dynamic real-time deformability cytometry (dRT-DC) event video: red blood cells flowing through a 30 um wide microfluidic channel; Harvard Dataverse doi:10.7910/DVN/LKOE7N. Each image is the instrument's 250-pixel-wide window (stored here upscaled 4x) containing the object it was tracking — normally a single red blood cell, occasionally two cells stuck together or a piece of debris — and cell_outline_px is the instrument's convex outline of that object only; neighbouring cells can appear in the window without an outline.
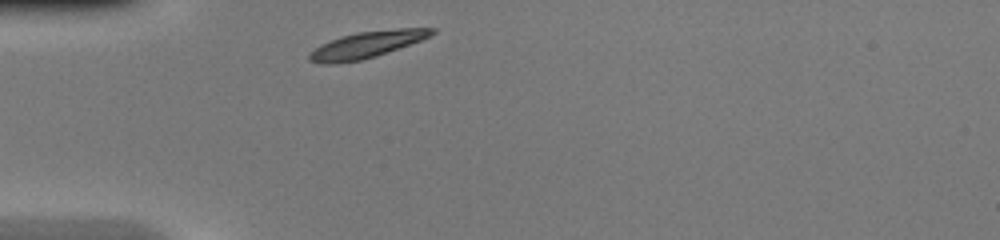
{"species": "common noctule bat (a hibernating species)", "species_latin": "Nyctalus noctula", "temperature_condition": "warm", "stored_images_in_passage": 4, "camera_frame_rate_fps": 3000, "um_per_image_px": 0.085, "animal": {"sex": "female", "body_mass_g": 20.0, "forearm_length_mm": 54.0}, "frame": {"image": 1, "passage_image": 1, "time_ms": 0.0, "image_size_px": [1000, 240], "cell_outline_px": [[436, 32], [432, 36], [376, 56], [360, 60], [336, 64], [320, 64], [308, 60], [308, 52], [320, 44], [340, 36], [356, 32], [400, 28], [436, 28]], "centroid_in_image_um": [31.13, 3.8], "position_along_channel_um": 53.9, "area_um2": 19.13}}
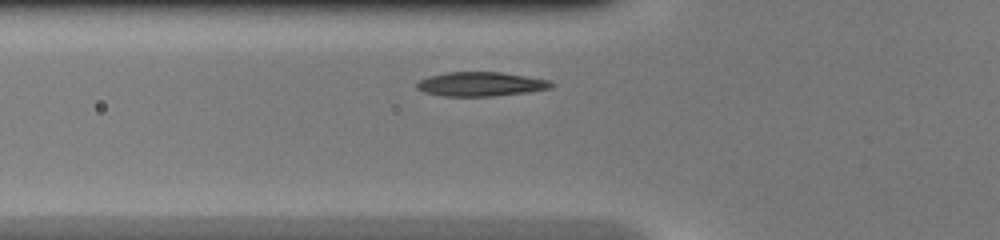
{"frame": {"image": 2, "passage_image": 4, "time_ms": 1.0, "image_size_px": [1000, 240], "cell_outline_px": [[556, 84], [552, 88], [528, 92], [496, 96], [440, 96], [424, 92], [416, 88], [416, 84], [420, 80], [428, 76], [448, 72], [500, 72], [548, 80]], "centroid_in_image_um": [40.86, 7.16], "position_along_channel_um": 84.9, "area_um2": 19.02}}